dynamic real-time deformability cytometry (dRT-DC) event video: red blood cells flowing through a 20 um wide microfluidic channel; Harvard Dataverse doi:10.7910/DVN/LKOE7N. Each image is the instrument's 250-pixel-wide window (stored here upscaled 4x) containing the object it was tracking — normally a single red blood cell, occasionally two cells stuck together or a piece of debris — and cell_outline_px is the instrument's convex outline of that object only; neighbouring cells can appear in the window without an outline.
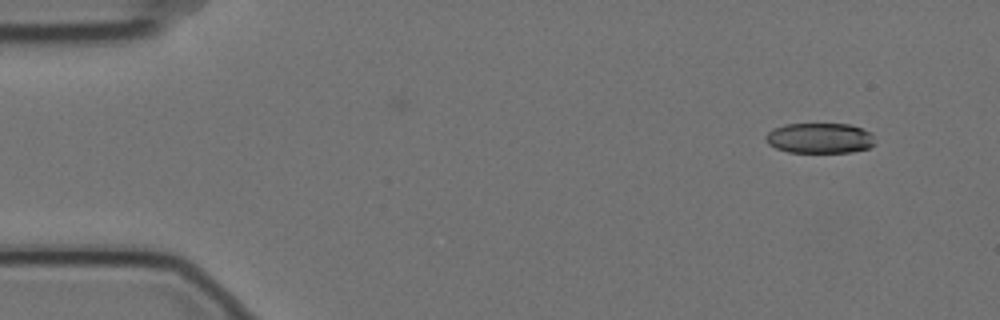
{"species": "Egyptian fruit bat (a non-hibernating species)", "species_latin": "Rousettus aegyptiacus", "temperature_condition": "cold", "stored_images_in_passage": 5, "camera_frame_rate_fps": 3000, "um_per_image_px": 0.085, "animal": {"sex": "female"}, "frame": {"image": 1, "passage_image": 1, "time_ms": 0.0, "image_size_px": [1000, 320], "cell_outline_px": [[876, 144], [868, 148], [852, 152], [788, 152], [776, 148], [768, 144], [764, 136], [772, 128], [784, 124], [852, 124], [872, 132]], "centroid_in_image_um": [69.69, 11.73], "position_along_channel_um": 15.3, "area_um2": 19.59}}
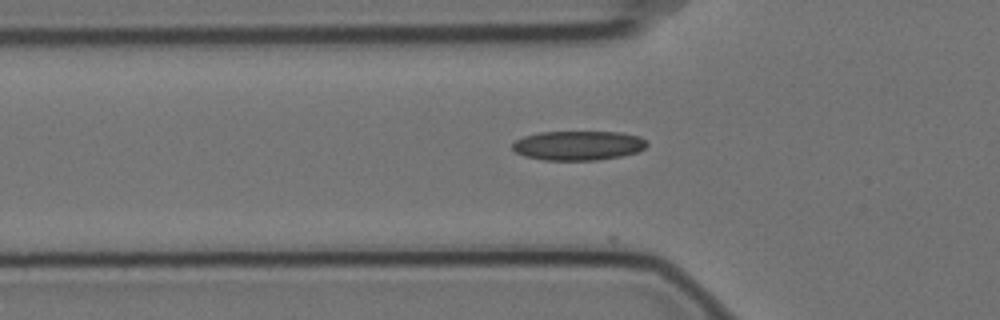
{"frame": {"image": 2, "passage_image": 5, "time_ms": 1.333, "image_size_px": [1000, 320], "cell_outline_px": [[648, 144], [644, 148], [636, 152], [620, 156], [596, 160], [544, 160], [524, 156], [516, 152], [512, 148], [512, 144], [516, 140], [524, 136], [540, 132], [620, 132], [640, 136]], "centroid_in_image_um": [49.13, 12.36], "position_along_channel_um": 76.7, "area_um2": 22.95}}